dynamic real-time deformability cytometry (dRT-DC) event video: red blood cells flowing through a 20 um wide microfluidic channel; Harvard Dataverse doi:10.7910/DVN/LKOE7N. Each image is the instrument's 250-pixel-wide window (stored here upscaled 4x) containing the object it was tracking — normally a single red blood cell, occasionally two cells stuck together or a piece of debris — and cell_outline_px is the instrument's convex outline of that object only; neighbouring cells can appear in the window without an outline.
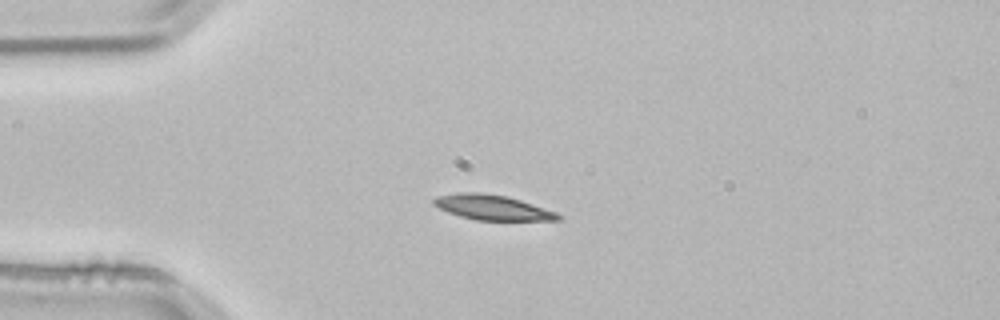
{"species": "common noctule bat (a hibernating species)", "species_latin": "Nyctalus noctula", "temperature_condition": "room temperature", "stored_images_in_passage": 2, "camera_frame_rate_fps": 3000, "um_per_image_px": 0.085, "animal": {"sex": "male", "body_mass_g": 21.5, "forearm_length_mm": 52.0}, "frame": {"image": 1, "passage_image": 1, "time_ms": 0.0, "image_size_px": [1000, 320], "cell_outline_px": [[564, 216], [560, 220], [476, 220], [460, 216], [448, 212], [432, 204], [432, 200], [436, 196], [460, 192], [480, 192], [508, 196], [556, 212]], "centroid_in_image_um": [41.84, 17.63], "position_along_channel_um": 43.2, "area_um2": 18.15}}